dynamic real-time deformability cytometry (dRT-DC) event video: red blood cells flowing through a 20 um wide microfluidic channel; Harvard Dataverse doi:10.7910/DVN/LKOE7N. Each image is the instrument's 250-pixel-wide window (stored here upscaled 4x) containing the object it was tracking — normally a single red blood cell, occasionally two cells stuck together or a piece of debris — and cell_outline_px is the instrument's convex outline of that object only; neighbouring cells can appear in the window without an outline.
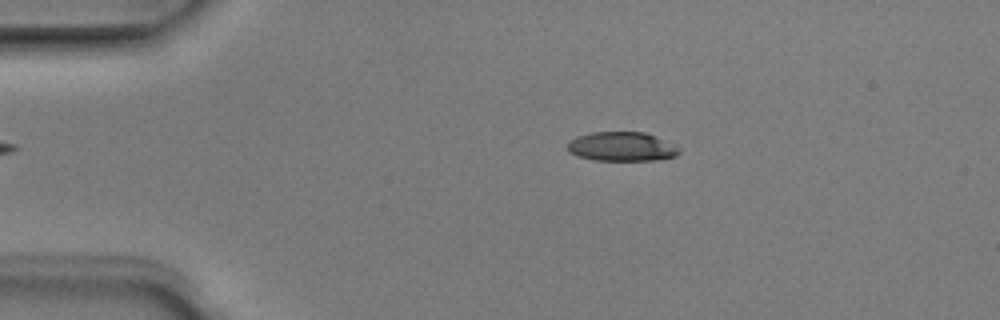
{"species": "Egyptian fruit bat (a non-hibernating species)", "species_latin": "Rousettus aegyptiacus", "temperature_condition": "room temperature", "stored_images_in_passage": 4, "camera_frame_rate_fps": 3000, "um_per_image_px": 0.085, "animal": {"sex": "male"}, "frame": {"image": 1, "passage_image": 2, "time_ms": 0.333, "image_size_px": [1000, 320], "cell_outline_px": [[680, 152], [676, 156], [656, 160], [592, 160], [576, 156], [568, 152], [568, 140], [576, 136], [592, 132], [644, 132], [656, 136], [680, 148]], "centroid_in_image_um": [52.81, 12.46], "position_along_channel_um": 32.2, "area_um2": 19.13}}
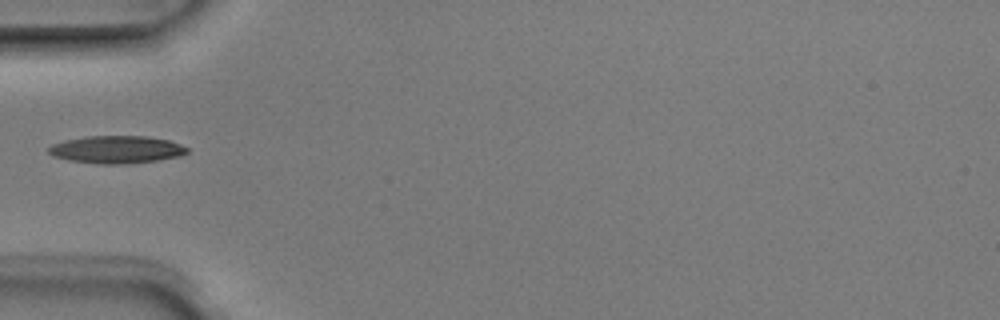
{"frame": {"image": 2, "passage_image": 4, "time_ms": 1.0, "image_size_px": [1000, 320], "cell_outline_px": [[188, 152], [180, 156], [160, 160], [124, 164], [100, 164], [68, 160], [52, 156], [48, 152], [48, 148], [52, 144], [64, 140], [84, 136], [148, 136], [168, 140], [180, 144], [188, 148]], "centroid_in_image_um": [9.89, 12.71], "position_along_channel_um": 75.1, "area_um2": 22.43}}